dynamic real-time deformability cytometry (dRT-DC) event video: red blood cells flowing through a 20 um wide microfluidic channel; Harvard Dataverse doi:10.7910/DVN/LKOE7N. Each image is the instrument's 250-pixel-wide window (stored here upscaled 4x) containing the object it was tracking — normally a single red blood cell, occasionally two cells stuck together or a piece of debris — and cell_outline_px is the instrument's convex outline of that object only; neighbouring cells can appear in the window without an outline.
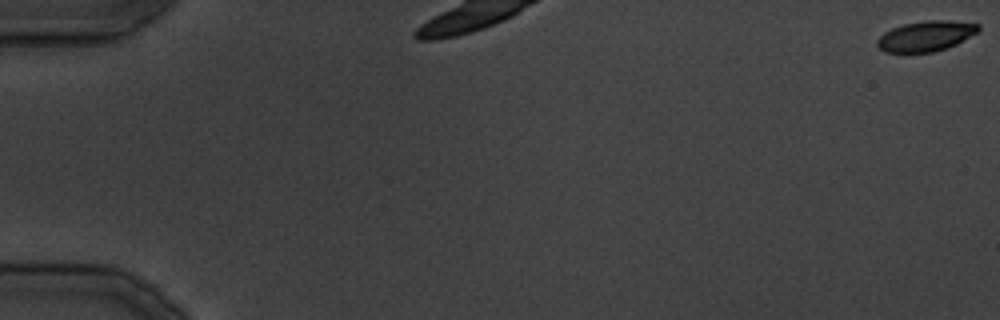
{"species": "common noctule bat (a hibernating species)", "species_latin": "Nyctalus noctula", "temperature_condition": "cold", "stored_images_in_passage": 8, "camera_frame_rate_fps": 3000, "um_per_image_px": 0.085, "animal": {"sex": "male", "body_mass_g": 19.5, "forearm_length_mm": 54.6}, "frame": {"image": 1, "passage_image": 1, "time_ms": 0.0, "image_size_px": [1000, 320], "cell_outline_px": [[980, 32], [948, 48], [932, 52], [884, 52], [876, 44], [876, 40], [884, 32], [892, 28], [904, 24], [928, 20], [948, 20], [980, 24]], "centroid_in_image_um": [78.73, 3.06], "position_along_channel_um": 6.3, "area_um2": 17.98}}